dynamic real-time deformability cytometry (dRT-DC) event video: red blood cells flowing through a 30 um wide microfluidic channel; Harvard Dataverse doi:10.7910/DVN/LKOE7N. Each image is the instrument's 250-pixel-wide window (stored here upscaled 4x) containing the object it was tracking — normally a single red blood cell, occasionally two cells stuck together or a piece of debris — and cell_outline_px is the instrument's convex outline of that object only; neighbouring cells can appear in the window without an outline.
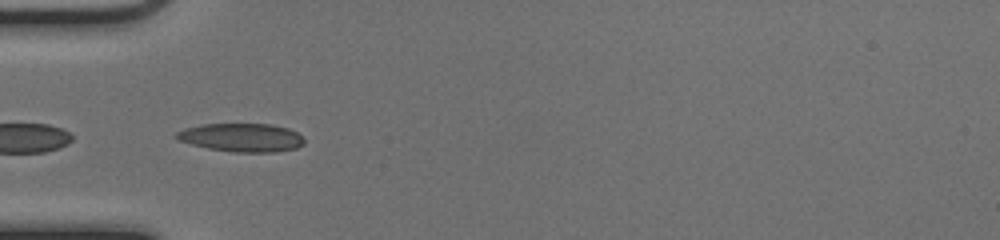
{"species": "common noctule bat (a hibernating species)", "species_latin": "Nyctalus noctula", "temperature_condition": "cold", "stored_images_in_passage": 3, "camera_frame_rate_fps": 3000, "um_per_image_px": 0.085, "animal": {"sex": "female", "body_mass_g": 17.0, "forearm_length_mm": 48.0}, "frame": {"image": 1, "passage_image": 1, "time_ms": 0.0, "image_size_px": [1000, 240], "cell_outline_px": [[304, 144], [296, 148], [276, 152], [232, 152], [208, 148], [176, 140], [172, 136], [176, 132], [184, 128], [200, 124], [272, 124], [288, 128], [296, 132], [304, 140]], "centroid_in_image_um": [20.49, 11.69], "position_along_channel_um": 64.5, "area_um2": 21.33}}